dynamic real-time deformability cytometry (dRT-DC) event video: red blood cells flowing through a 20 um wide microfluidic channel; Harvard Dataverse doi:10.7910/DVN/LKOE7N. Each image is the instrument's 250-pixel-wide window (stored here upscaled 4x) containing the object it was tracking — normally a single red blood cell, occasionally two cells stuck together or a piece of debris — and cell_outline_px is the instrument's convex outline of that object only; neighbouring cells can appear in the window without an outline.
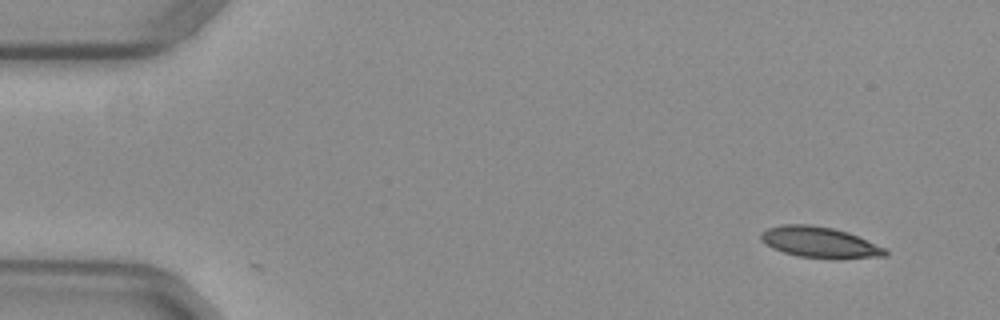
{"species": "common noctule bat (a hibernating species)", "species_latin": "Nyctalus noctula", "temperature_condition": "warm", "stored_images_in_passage": 2, "camera_frame_rate_fps": 3000, "um_per_image_px": 0.085, "animal": {"sex": "female", "body_mass_g": 29.2, "forearm_length_mm": 56.3}, "frame": {"image": 1, "passage_image": 2, "time_ms": 0.333, "image_size_px": [1000, 320], "cell_outline_px": [[888, 256], [832, 260], [796, 256], [772, 248], [764, 244], [760, 240], [760, 232], [768, 228], [780, 224], [808, 224], [832, 228], [848, 232], [888, 248]], "centroid_in_image_um": [69.7, 20.62], "position_along_channel_um": 15.3, "area_um2": 23.06}}